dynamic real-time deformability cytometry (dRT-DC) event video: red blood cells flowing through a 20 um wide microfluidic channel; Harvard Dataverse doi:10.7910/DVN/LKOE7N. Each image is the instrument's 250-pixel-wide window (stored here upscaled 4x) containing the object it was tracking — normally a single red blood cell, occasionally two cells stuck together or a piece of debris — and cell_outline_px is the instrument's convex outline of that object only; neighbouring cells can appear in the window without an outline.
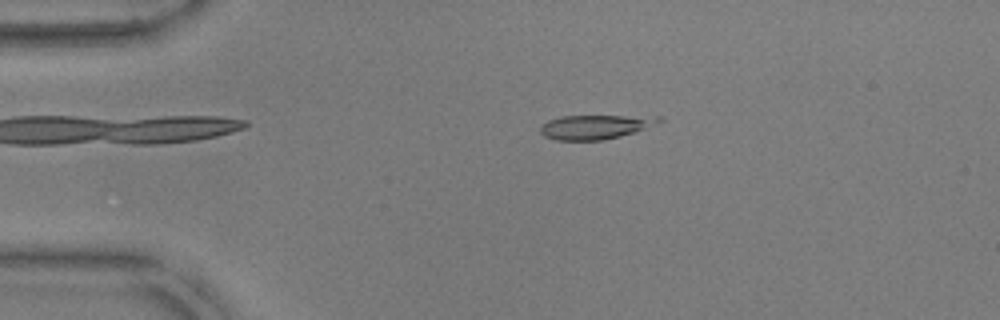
{"species": "common noctule bat (a hibernating species)", "species_latin": "Nyctalus noctula", "temperature_condition": "warm", "stored_images_in_passage": 14, "camera_frame_rate_fps": 3000, "um_per_image_px": 0.085, "animal": {"sex": "male", "body_mass_g": 17.9, "forearm_length_mm": 54.2}, "frame": {"image": 1, "passage_image": 11, "time_ms": 3.333, "image_size_px": [1000, 320], "cell_outline_px": [[664, 120], [636, 132], [620, 136], [600, 140], [556, 140], [544, 136], [540, 132], [540, 128], [548, 120], [560, 116], [660, 116]], "centroid_in_image_um": [50.6, 10.78], "position_along_channel_um": 34.4, "area_um2": 16.65}}